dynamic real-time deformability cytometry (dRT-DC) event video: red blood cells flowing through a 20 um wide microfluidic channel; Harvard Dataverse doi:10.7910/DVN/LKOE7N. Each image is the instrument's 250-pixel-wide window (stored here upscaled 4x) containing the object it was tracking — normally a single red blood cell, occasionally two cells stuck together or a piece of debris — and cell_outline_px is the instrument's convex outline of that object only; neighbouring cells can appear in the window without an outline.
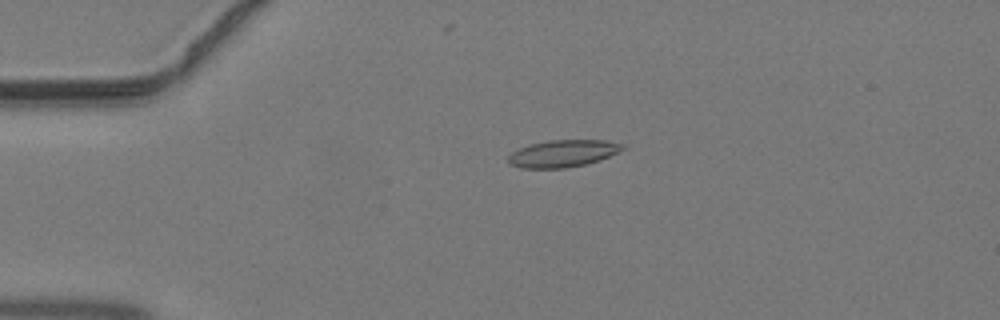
{"species": "common noctule bat (a hibernating species)", "species_latin": "Nyctalus noctula", "temperature_condition": "warm", "stored_images_in_passage": 45, "camera_frame_rate_fps": 3000, "um_per_image_px": 0.085, "animal": {"sex": "male", "body_mass_g": 19.2, "forearm_length_mm": 51.8}, "frame": {"image": 1, "passage_image": 11, "time_ms": 3.333, "image_size_px": [1000, 320], "cell_outline_px": [[628, 148], [600, 160], [584, 164], [564, 168], [520, 168], [508, 164], [508, 156], [512, 152], [528, 144], [548, 140], [604, 140], [624, 144]], "centroid_in_image_um": [47.85, 13.04], "position_along_channel_um": 37.1, "area_um2": 18.21}}
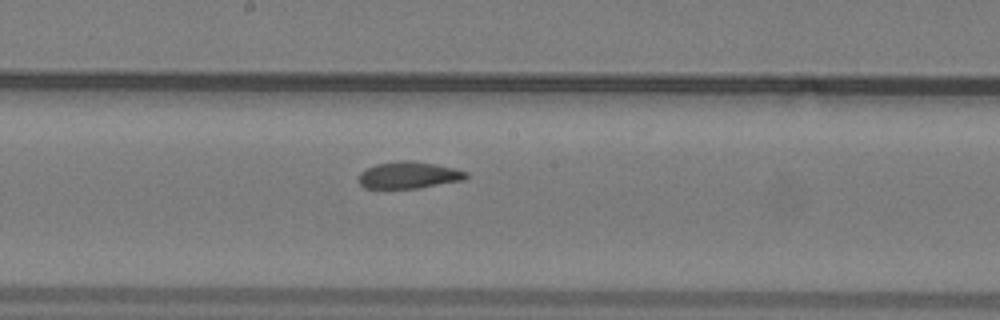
{"frame": {"image": 2, "passage_image": 25, "time_ms": 8.0, "image_size_px": [1000, 320], "cell_outline_px": [[468, 176], [464, 180], [420, 188], [364, 188], [360, 184], [360, 172], [376, 164], [404, 160], [408, 160], [436, 164], [468, 172]], "centroid_in_image_um": [34.77, 14.89], "position_along_channel_um": 213.4, "area_um2": 16.65}}
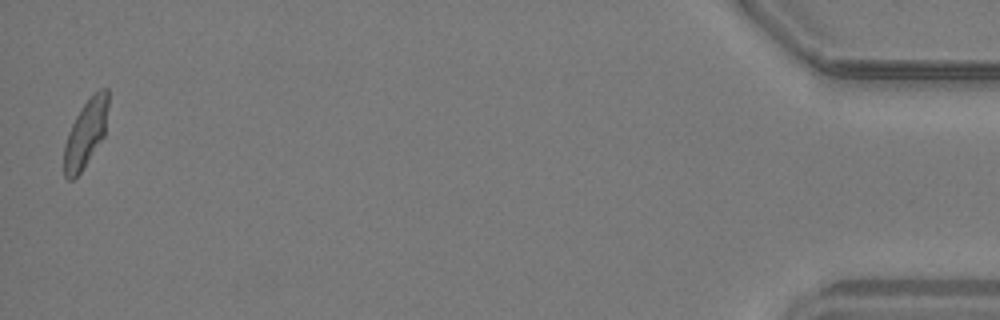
{"frame": {"image": 3, "passage_image": 45, "time_ms": 14.667, "image_size_px": [1000, 320], "cell_outline_px": [[108, 104], [104, 136], [80, 172], [72, 180], [68, 180], [64, 176], [64, 144], [68, 132], [76, 116], [84, 104], [100, 88], [108, 88]], "centroid_in_image_um": [7.27, 11.35], "position_along_channel_um": 427.9, "area_um2": 16.99}}